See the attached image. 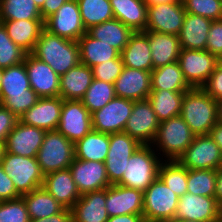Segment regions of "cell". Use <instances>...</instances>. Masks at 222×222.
I'll use <instances>...</instances> for the list:
<instances>
[{
	"instance_id": "1",
	"label": "cell",
	"mask_w": 222,
	"mask_h": 222,
	"mask_svg": "<svg viewBox=\"0 0 222 222\" xmlns=\"http://www.w3.org/2000/svg\"><path fill=\"white\" fill-rule=\"evenodd\" d=\"M31 54L48 64L59 76L80 63L77 41L59 37L45 29L41 31Z\"/></svg>"
},
{
	"instance_id": "2",
	"label": "cell",
	"mask_w": 222,
	"mask_h": 222,
	"mask_svg": "<svg viewBox=\"0 0 222 222\" xmlns=\"http://www.w3.org/2000/svg\"><path fill=\"white\" fill-rule=\"evenodd\" d=\"M39 98L30 88L24 62L3 69L0 104L20 118Z\"/></svg>"
},
{
	"instance_id": "3",
	"label": "cell",
	"mask_w": 222,
	"mask_h": 222,
	"mask_svg": "<svg viewBox=\"0 0 222 222\" xmlns=\"http://www.w3.org/2000/svg\"><path fill=\"white\" fill-rule=\"evenodd\" d=\"M180 116L194 135H209L217 121V101L203 88H191L183 96Z\"/></svg>"
},
{
	"instance_id": "4",
	"label": "cell",
	"mask_w": 222,
	"mask_h": 222,
	"mask_svg": "<svg viewBox=\"0 0 222 222\" xmlns=\"http://www.w3.org/2000/svg\"><path fill=\"white\" fill-rule=\"evenodd\" d=\"M194 137V133L179 115L160 122L151 146L162 160H178Z\"/></svg>"
},
{
	"instance_id": "5",
	"label": "cell",
	"mask_w": 222,
	"mask_h": 222,
	"mask_svg": "<svg viewBox=\"0 0 222 222\" xmlns=\"http://www.w3.org/2000/svg\"><path fill=\"white\" fill-rule=\"evenodd\" d=\"M161 161L151 145H141L130 157L122 179L117 184L144 192L158 177Z\"/></svg>"
},
{
	"instance_id": "6",
	"label": "cell",
	"mask_w": 222,
	"mask_h": 222,
	"mask_svg": "<svg viewBox=\"0 0 222 222\" xmlns=\"http://www.w3.org/2000/svg\"><path fill=\"white\" fill-rule=\"evenodd\" d=\"M36 158L44 176L67 169L75 158L74 143L57 130L47 131Z\"/></svg>"
},
{
	"instance_id": "7",
	"label": "cell",
	"mask_w": 222,
	"mask_h": 222,
	"mask_svg": "<svg viewBox=\"0 0 222 222\" xmlns=\"http://www.w3.org/2000/svg\"><path fill=\"white\" fill-rule=\"evenodd\" d=\"M179 196L157 177L143 192V216L148 222L174 220Z\"/></svg>"
},
{
	"instance_id": "8",
	"label": "cell",
	"mask_w": 222,
	"mask_h": 222,
	"mask_svg": "<svg viewBox=\"0 0 222 222\" xmlns=\"http://www.w3.org/2000/svg\"><path fill=\"white\" fill-rule=\"evenodd\" d=\"M1 164L20 196L43 186L44 175L37 158L22 157L6 151Z\"/></svg>"
},
{
	"instance_id": "9",
	"label": "cell",
	"mask_w": 222,
	"mask_h": 222,
	"mask_svg": "<svg viewBox=\"0 0 222 222\" xmlns=\"http://www.w3.org/2000/svg\"><path fill=\"white\" fill-rule=\"evenodd\" d=\"M178 62L187 83L192 88H202L220 59L207 50L181 49Z\"/></svg>"
},
{
	"instance_id": "10",
	"label": "cell",
	"mask_w": 222,
	"mask_h": 222,
	"mask_svg": "<svg viewBox=\"0 0 222 222\" xmlns=\"http://www.w3.org/2000/svg\"><path fill=\"white\" fill-rule=\"evenodd\" d=\"M178 161L188 170H218L222 167V153L210 135H195Z\"/></svg>"
},
{
	"instance_id": "11",
	"label": "cell",
	"mask_w": 222,
	"mask_h": 222,
	"mask_svg": "<svg viewBox=\"0 0 222 222\" xmlns=\"http://www.w3.org/2000/svg\"><path fill=\"white\" fill-rule=\"evenodd\" d=\"M140 147L141 144L125 132L110 134L109 151L104 163L111 185L122 179L130 157Z\"/></svg>"
},
{
	"instance_id": "12",
	"label": "cell",
	"mask_w": 222,
	"mask_h": 222,
	"mask_svg": "<svg viewBox=\"0 0 222 222\" xmlns=\"http://www.w3.org/2000/svg\"><path fill=\"white\" fill-rule=\"evenodd\" d=\"M44 29L51 34L78 41L87 31L83 26L77 0H68L44 20Z\"/></svg>"
},
{
	"instance_id": "13",
	"label": "cell",
	"mask_w": 222,
	"mask_h": 222,
	"mask_svg": "<svg viewBox=\"0 0 222 222\" xmlns=\"http://www.w3.org/2000/svg\"><path fill=\"white\" fill-rule=\"evenodd\" d=\"M92 128V115L80 100H63L57 131L74 144Z\"/></svg>"
},
{
	"instance_id": "14",
	"label": "cell",
	"mask_w": 222,
	"mask_h": 222,
	"mask_svg": "<svg viewBox=\"0 0 222 222\" xmlns=\"http://www.w3.org/2000/svg\"><path fill=\"white\" fill-rule=\"evenodd\" d=\"M133 106L134 101L116 96L91 114L93 130L108 134L123 132Z\"/></svg>"
},
{
	"instance_id": "15",
	"label": "cell",
	"mask_w": 222,
	"mask_h": 222,
	"mask_svg": "<svg viewBox=\"0 0 222 222\" xmlns=\"http://www.w3.org/2000/svg\"><path fill=\"white\" fill-rule=\"evenodd\" d=\"M159 124L160 122L148 99L134 101L132 113L123 132L136 139L141 145H151L157 134Z\"/></svg>"
},
{
	"instance_id": "16",
	"label": "cell",
	"mask_w": 222,
	"mask_h": 222,
	"mask_svg": "<svg viewBox=\"0 0 222 222\" xmlns=\"http://www.w3.org/2000/svg\"><path fill=\"white\" fill-rule=\"evenodd\" d=\"M186 11L182 2L148 6L145 31L178 36L184 23Z\"/></svg>"
},
{
	"instance_id": "17",
	"label": "cell",
	"mask_w": 222,
	"mask_h": 222,
	"mask_svg": "<svg viewBox=\"0 0 222 222\" xmlns=\"http://www.w3.org/2000/svg\"><path fill=\"white\" fill-rule=\"evenodd\" d=\"M174 219H186L198 222H220L221 206L215 197L185 193L179 197Z\"/></svg>"
},
{
	"instance_id": "18",
	"label": "cell",
	"mask_w": 222,
	"mask_h": 222,
	"mask_svg": "<svg viewBox=\"0 0 222 222\" xmlns=\"http://www.w3.org/2000/svg\"><path fill=\"white\" fill-rule=\"evenodd\" d=\"M24 63L30 88L40 97L60 96V76L45 62L27 53Z\"/></svg>"
},
{
	"instance_id": "19",
	"label": "cell",
	"mask_w": 222,
	"mask_h": 222,
	"mask_svg": "<svg viewBox=\"0 0 222 222\" xmlns=\"http://www.w3.org/2000/svg\"><path fill=\"white\" fill-rule=\"evenodd\" d=\"M69 169L81 195L87 192L100 191L111 185L105 163L74 158Z\"/></svg>"
},
{
	"instance_id": "20",
	"label": "cell",
	"mask_w": 222,
	"mask_h": 222,
	"mask_svg": "<svg viewBox=\"0 0 222 222\" xmlns=\"http://www.w3.org/2000/svg\"><path fill=\"white\" fill-rule=\"evenodd\" d=\"M46 132L18 121L6 138V151L22 157L36 158Z\"/></svg>"
},
{
	"instance_id": "21",
	"label": "cell",
	"mask_w": 222,
	"mask_h": 222,
	"mask_svg": "<svg viewBox=\"0 0 222 222\" xmlns=\"http://www.w3.org/2000/svg\"><path fill=\"white\" fill-rule=\"evenodd\" d=\"M109 217L143 213V191L114 184L106 188V206Z\"/></svg>"
},
{
	"instance_id": "22",
	"label": "cell",
	"mask_w": 222,
	"mask_h": 222,
	"mask_svg": "<svg viewBox=\"0 0 222 222\" xmlns=\"http://www.w3.org/2000/svg\"><path fill=\"white\" fill-rule=\"evenodd\" d=\"M62 104L63 99L60 96L39 98L37 103L19 118V121L45 131H55L60 121Z\"/></svg>"
},
{
	"instance_id": "23",
	"label": "cell",
	"mask_w": 222,
	"mask_h": 222,
	"mask_svg": "<svg viewBox=\"0 0 222 222\" xmlns=\"http://www.w3.org/2000/svg\"><path fill=\"white\" fill-rule=\"evenodd\" d=\"M114 88L117 97L132 101L146 100L151 92V72L124 66L115 80Z\"/></svg>"
},
{
	"instance_id": "24",
	"label": "cell",
	"mask_w": 222,
	"mask_h": 222,
	"mask_svg": "<svg viewBox=\"0 0 222 222\" xmlns=\"http://www.w3.org/2000/svg\"><path fill=\"white\" fill-rule=\"evenodd\" d=\"M43 187L67 209H71L81 197L69 168L45 175Z\"/></svg>"
},
{
	"instance_id": "25",
	"label": "cell",
	"mask_w": 222,
	"mask_h": 222,
	"mask_svg": "<svg viewBox=\"0 0 222 222\" xmlns=\"http://www.w3.org/2000/svg\"><path fill=\"white\" fill-rule=\"evenodd\" d=\"M106 189L87 192L71 208L72 222H107Z\"/></svg>"
},
{
	"instance_id": "26",
	"label": "cell",
	"mask_w": 222,
	"mask_h": 222,
	"mask_svg": "<svg viewBox=\"0 0 222 222\" xmlns=\"http://www.w3.org/2000/svg\"><path fill=\"white\" fill-rule=\"evenodd\" d=\"M120 56L125 67L150 72L153 70L148 34L145 31L134 32Z\"/></svg>"
},
{
	"instance_id": "27",
	"label": "cell",
	"mask_w": 222,
	"mask_h": 222,
	"mask_svg": "<svg viewBox=\"0 0 222 222\" xmlns=\"http://www.w3.org/2000/svg\"><path fill=\"white\" fill-rule=\"evenodd\" d=\"M212 20L186 12L178 35L182 49L205 50Z\"/></svg>"
},
{
	"instance_id": "28",
	"label": "cell",
	"mask_w": 222,
	"mask_h": 222,
	"mask_svg": "<svg viewBox=\"0 0 222 222\" xmlns=\"http://www.w3.org/2000/svg\"><path fill=\"white\" fill-rule=\"evenodd\" d=\"M145 32L148 34L153 69L178 61L182 49L178 36L154 31Z\"/></svg>"
},
{
	"instance_id": "29",
	"label": "cell",
	"mask_w": 222,
	"mask_h": 222,
	"mask_svg": "<svg viewBox=\"0 0 222 222\" xmlns=\"http://www.w3.org/2000/svg\"><path fill=\"white\" fill-rule=\"evenodd\" d=\"M92 80V68L79 63L60 76V97L63 100H81Z\"/></svg>"
},
{
	"instance_id": "30",
	"label": "cell",
	"mask_w": 222,
	"mask_h": 222,
	"mask_svg": "<svg viewBox=\"0 0 222 222\" xmlns=\"http://www.w3.org/2000/svg\"><path fill=\"white\" fill-rule=\"evenodd\" d=\"M10 39L27 53L34 50L35 44L44 29V20L0 21Z\"/></svg>"
},
{
	"instance_id": "31",
	"label": "cell",
	"mask_w": 222,
	"mask_h": 222,
	"mask_svg": "<svg viewBox=\"0 0 222 222\" xmlns=\"http://www.w3.org/2000/svg\"><path fill=\"white\" fill-rule=\"evenodd\" d=\"M114 19H118L134 32L145 31L148 6L143 0H110Z\"/></svg>"
},
{
	"instance_id": "32",
	"label": "cell",
	"mask_w": 222,
	"mask_h": 222,
	"mask_svg": "<svg viewBox=\"0 0 222 222\" xmlns=\"http://www.w3.org/2000/svg\"><path fill=\"white\" fill-rule=\"evenodd\" d=\"M80 63L92 68L104 61L117 59L120 53L110 44L93 38L88 32L78 39Z\"/></svg>"
},
{
	"instance_id": "33",
	"label": "cell",
	"mask_w": 222,
	"mask_h": 222,
	"mask_svg": "<svg viewBox=\"0 0 222 222\" xmlns=\"http://www.w3.org/2000/svg\"><path fill=\"white\" fill-rule=\"evenodd\" d=\"M110 146V134L92 130L74 144L75 158L104 163Z\"/></svg>"
},
{
	"instance_id": "34",
	"label": "cell",
	"mask_w": 222,
	"mask_h": 222,
	"mask_svg": "<svg viewBox=\"0 0 222 222\" xmlns=\"http://www.w3.org/2000/svg\"><path fill=\"white\" fill-rule=\"evenodd\" d=\"M191 88L184 78L178 61L151 71V91L186 92Z\"/></svg>"
},
{
	"instance_id": "35",
	"label": "cell",
	"mask_w": 222,
	"mask_h": 222,
	"mask_svg": "<svg viewBox=\"0 0 222 222\" xmlns=\"http://www.w3.org/2000/svg\"><path fill=\"white\" fill-rule=\"evenodd\" d=\"M87 32L95 39L110 44L119 53L129 42L134 31L118 19H112L99 25L92 26Z\"/></svg>"
},
{
	"instance_id": "36",
	"label": "cell",
	"mask_w": 222,
	"mask_h": 222,
	"mask_svg": "<svg viewBox=\"0 0 222 222\" xmlns=\"http://www.w3.org/2000/svg\"><path fill=\"white\" fill-rule=\"evenodd\" d=\"M21 197L26 204L30 219H43L65 209L43 186Z\"/></svg>"
},
{
	"instance_id": "37",
	"label": "cell",
	"mask_w": 222,
	"mask_h": 222,
	"mask_svg": "<svg viewBox=\"0 0 222 222\" xmlns=\"http://www.w3.org/2000/svg\"><path fill=\"white\" fill-rule=\"evenodd\" d=\"M184 94L185 92L168 90L150 92L147 99L151 103L159 122L166 121L181 114Z\"/></svg>"
},
{
	"instance_id": "38",
	"label": "cell",
	"mask_w": 222,
	"mask_h": 222,
	"mask_svg": "<svg viewBox=\"0 0 222 222\" xmlns=\"http://www.w3.org/2000/svg\"><path fill=\"white\" fill-rule=\"evenodd\" d=\"M86 31L92 26L114 19L110 0H77Z\"/></svg>"
},
{
	"instance_id": "39",
	"label": "cell",
	"mask_w": 222,
	"mask_h": 222,
	"mask_svg": "<svg viewBox=\"0 0 222 222\" xmlns=\"http://www.w3.org/2000/svg\"><path fill=\"white\" fill-rule=\"evenodd\" d=\"M43 20L34 0H0V21Z\"/></svg>"
},
{
	"instance_id": "40",
	"label": "cell",
	"mask_w": 222,
	"mask_h": 222,
	"mask_svg": "<svg viewBox=\"0 0 222 222\" xmlns=\"http://www.w3.org/2000/svg\"><path fill=\"white\" fill-rule=\"evenodd\" d=\"M187 170L178 160H162L158 169V177L169 189L181 197L187 193Z\"/></svg>"
},
{
	"instance_id": "41",
	"label": "cell",
	"mask_w": 222,
	"mask_h": 222,
	"mask_svg": "<svg viewBox=\"0 0 222 222\" xmlns=\"http://www.w3.org/2000/svg\"><path fill=\"white\" fill-rule=\"evenodd\" d=\"M115 97L114 84L93 78L91 85L80 101L89 113L92 114L103 108Z\"/></svg>"
},
{
	"instance_id": "42",
	"label": "cell",
	"mask_w": 222,
	"mask_h": 222,
	"mask_svg": "<svg viewBox=\"0 0 222 222\" xmlns=\"http://www.w3.org/2000/svg\"><path fill=\"white\" fill-rule=\"evenodd\" d=\"M217 170H187V193L214 197Z\"/></svg>"
},
{
	"instance_id": "43",
	"label": "cell",
	"mask_w": 222,
	"mask_h": 222,
	"mask_svg": "<svg viewBox=\"0 0 222 222\" xmlns=\"http://www.w3.org/2000/svg\"><path fill=\"white\" fill-rule=\"evenodd\" d=\"M27 52L16 45L0 23V69H6L24 62Z\"/></svg>"
},
{
	"instance_id": "44",
	"label": "cell",
	"mask_w": 222,
	"mask_h": 222,
	"mask_svg": "<svg viewBox=\"0 0 222 222\" xmlns=\"http://www.w3.org/2000/svg\"><path fill=\"white\" fill-rule=\"evenodd\" d=\"M187 13L213 20L222 19V0H181Z\"/></svg>"
},
{
	"instance_id": "45",
	"label": "cell",
	"mask_w": 222,
	"mask_h": 222,
	"mask_svg": "<svg viewBox=\"0 0 222 222\" xmlns=\"http://www.w3.org/2000/svg\"><path fill=\"white\" fill-rule=\"evenodd\" d=\"M0 222H30L27 207L22 197L0 201Z\"/></svg>"
},
{
	"instance_id": "46",
	"label": "cell",
	"mask_w": 222,
	"mask_h": 222,
	"mask_svg": "<svg viewBox=\"0 0 222 222\" xmlns=\"http://www.w3.org/2000/svg\"><path fill=\"white\" fill-rule=\"evenodd\" d=\"M123 67L124 64L121 56H119L117 59L104 61L101 64L92 67L93 78L114 84L115 80L121 74Z\"/></svg>"
},
{
	"instance_id": "47",
	"label": "cell",
	"mask_w": 222,
	"mask_h": 222,
	"mask_svg": "<svg viewBox=\"0 0 222 222\" xmlns=\"http://www.w3.org/2000/svg\"><path fill=\"white\" fill-rule=\"evenodd\" d=\"M205 50L222 58V19L212 21Z\"/></svg>"
},
{
	"instance_id": "48",
	"label": "cell",
	"mask_w": 222,
	"mask_h": 222,
	"mask_svg": "<svg viewBox=\"0 0 222 222\" xmlns=\"http://www.w3.org/2000/svg\"><path fill=\"white\" fill-rule=\"evenodd\" d=\"M202 88L215 100L222 99V63L220 62L212 72Z\"/></svg>"
},
{
	"instance_id": "49",
	"label": "cell",
	"mask_w": 222,
	"mask_h": 222,
	"mask_svg": "<svg viewBox=\"0 0 222 222\" xmlns=\"http://www.w3.org/2000/svg\"><path fill=\"white\" fill-rule=\"evenodd\" d=\"M19 118L0 104V141L5 142L8 134L16 126Z\"/></svg>"
},
{
	"instance_id": "50",
	"label": "cell",
	"mask_w": 222,
	"mask_h": 222,
	"mask_svg": "<svg viewBox=\"0 0 222 222\" xmlns=\"http://www.w3.org/2000/svg\"><path fill=\"white\" fill-rule=\"evenodd\" d=\"M21 196L17 193L11 177L4 171L0 163V201L14 200Z\"/></svg>"
},
{
	"instance_id": "51",
	"label": "cell",
	"mask_w": 222,
	"mask_h": 222,
	"mask_svg": "<svg viewBox=\"0 0 222 222\" xmlns=\"http://www.w3.org/2000/svg\"><path fill=\"white\" fill-rule=\"evenodd\" d=\"M30 222H72V212L71 209L65 208L58 214H54L43 219H30Z\"/></svg>"
},
{
	"instance_id": "52",
	"label": "cell",
	"mask_w": 222,
	"mask_h": 222,
	"mask_svg": "<svg viewBox=\"0 0 222 222\" xmlns=\"http://www.w3.org/2000/svg\"><path fill=\"white\" fill-rule=\"evenodd\" d=\"M68 0H45L43 7L40 9L42 19L45 20L55 13Z\"/></svg>"
},
{
	"instance_id": "53",
	"label": "cell",
	"mask_w": 222,
	"mask_h": 222,
	"mask_svg": "<svg viewBox=\"0 0 222 222\" xmlns=\"http://www.w3.org/2000/svg\"><path fill=\"white\" fill-rule=\"evenodd\" d=\"M143 214H125L109 217L107 222H144Z\"/></svg>"
},
{
	"instance_id": "54",
	"label": "cell",
	"mask_w": 222,
	"mask_h": 222,
	"mask_svg": "<svg viewBox=\"0 0 222 222\" xmlns=\"http://www.w3.org/2000/svg\"><path fill=\"white\" fill-rule=\"evenodd\" d=\"M209 135L219 146L222 153V124L217 122L216 125L210 130Z\"/></svg>"
},
{
	"instance_id": "55",
	"label": "cell",
	"mask_w": 222,
	"mask_h": 222,
	"mask_svg": "<svg viewBox=\"0 0 222 222\" xmlns=\"http://www.w3.org/2000/svg\"><path fill=\"white\" fill-rule=\"evenodd\" d=\"M216 201L222 207V167L217 170L215 195Z\"/></svg>"
},
{
	"instance_id": "56",
	"label": "cell",
	"mask_w": 222,
	"mask_h": 222,
	"mask_svg": "<svg viewBox=\"0 0 222 222\" xmlns=\"http://www.w3.org/2000/svg\"><path fill=\"white\" fill-rule=\"evenodd\" d=\"M147 6H153L163 3L182 2L181 0H143Z\"/></svg>"
},
{
	"instance_id": "57",
	"label": "cell",
	"mask_w": 222,
	"mask_h": 222,
	"mask_svg": "<svg viewBox=\"0 0 222 222\" xmlns=\"http://www.w3.org/2000/svg\"><path fill=\"white\" fill-rule=\"evenodd\" d=\"M217 121L222 124V99L217 101Z\"/></svg>"
},
{
	"instance_id": "58",
	"label": "cell",
	"mask_w": 222,
	"mask_h": 222,
	"mask_svg": "<svg viewBox=\"0 0 222 222\" xmlns=\"http://www.w3.org/2000/svg\"><path fill=\"white\" fill-rule=\"evenodd\" d=\"M5 152H6L5 142L0 141V163L4 157Z\"/></svg>"
},
{
	"instance_id": "59",
	"label": "cell",
	"mask_w": 222,
	"mask_h": 222,
	"mask_svg": "<svg viewBox=\"0 0 222 222\" xmlns=\"http://www.w3.org/2000/svg\"><path fill=\"white\" fill-rule=\"evenodd\" d=\"M36 3V6L41 9L43 7V4L45 2V0H34Z\"/></svg>"
},
{
	"instance_id": "60",
	"label": "cell",
	"mask_w": 222,
	"mask_h": 222,
	"mask_svg": "<svg viewBox=\"0 0 222 222\" xmlns=\"http://www.w3.org/2000/svg\"><path fill=\"white\" fill-rule=\"evenodd\" d=\"M168 222H198V221H191V220H186V219H174Z\"/></svg>"
},
{
	"instance_id": "61",
	"label": "cell",
	"mask_w": 222,
	"mask_h": 222,
	"mask_svg": "<svg viewBox=\"0 0 222 222\" xmlns=\"http://www.w3.org/2000/svg\"><path fill=\"white\" fill-rule=\"evenodd\" d=\"M2 78H3V69H0V91H1V85H2Z\"/></svg>"
}]
</instances>
